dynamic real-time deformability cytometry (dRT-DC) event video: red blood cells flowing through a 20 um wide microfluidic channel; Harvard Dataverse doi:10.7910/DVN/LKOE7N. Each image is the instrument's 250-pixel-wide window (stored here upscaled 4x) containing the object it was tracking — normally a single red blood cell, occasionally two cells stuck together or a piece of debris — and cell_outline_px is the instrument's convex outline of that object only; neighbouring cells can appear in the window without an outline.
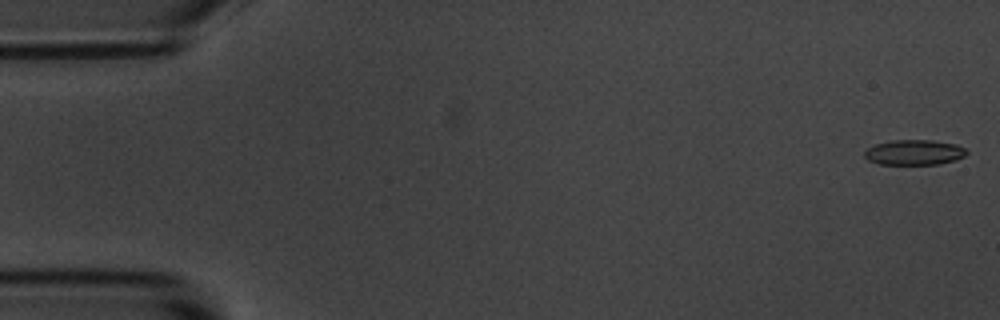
{"species": "common noctule bat (a hibernating species)", "species_latin": "Nyctalus noctula", "temperature_condition": "room temperature", "stored_images_in_passage": 54, "camera_frame_rate_fps": 3000, "um_per_image_px": 0.085, "animal": {"sex": "male", "body_mass_g": 20.1, "forearm_length_mm": 53.5}, "frame": {"image": 1, "passage_image": 1, "time_ms": 0.0, "image_size_px": [1000, 320], "cell_outline_px": [[968, 152], [964, 156], [956, 160], [940, 164], [880, 164], [868, 160], [864, 156], [864, 152], [868, 148], [876, 144], [892, 140], [932, 140], [956, 144], [964, 148]], "centroid_in_image_um": [77.72, 12.95], "position_along_channel_um": 7.3, "area_um2": 14.97}}
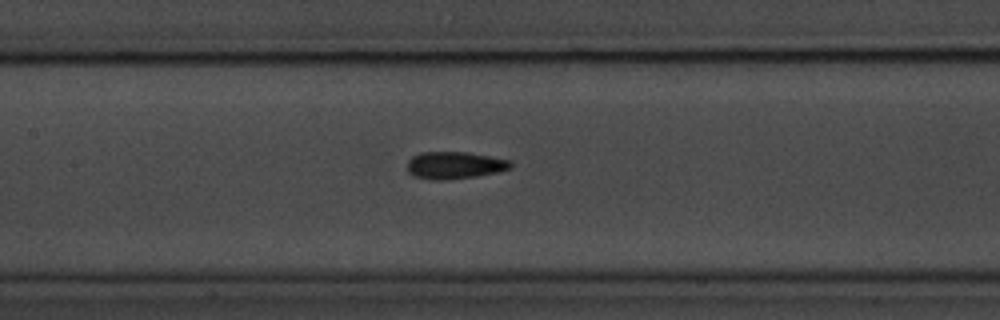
{"frame": {"image": 2, "passage_image": 25, "time_ms": 8.0, "image_size_px": [1000, 320], "cell_outline_px": [[512, 168], [496, 172], [476, 176], [444, 180], [432, 180], [412, 176], [408, 172], [408, 160], [412, 156], [420, 152], [468, 152], [512, 160]], "centroid_in_image_um": [38.64, 14.04], "position_along_channel_um": 168.8, "area_um2": 16.53}}
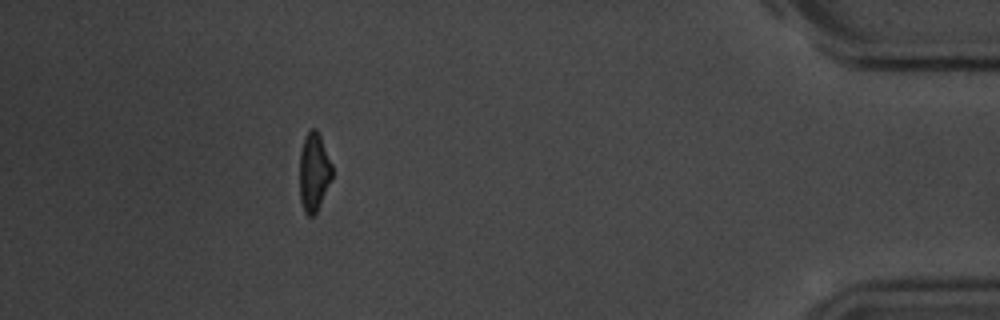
{"frame": {"image": 3, "passage_image": 49, "time_ms": 16.0, "image_size_px": [1000, 320], "cell_outline_px": [[332, 176], [316, 212], [312, 216], [308, 216], [304, 212], [300, 200], [300, 152], [304, 140], [308, 132], [312, 128], [316, 128], [320, 136], [332, 164]], "centroid_in_image_um": [26.67, 14.62], "position_along_channel_um": 408.5, "area_um2": 14.57}, "authors_computed_cell_mechanics": {"area_um2": 15.7794, "velocity_mm_per_s": 3.6937, "shape_relaxation_time_tau1_ms": 2.5437, "shape_relaxation_time_tau2_ms": 1.993, "deformation_change_tau1": 0.1393, "deformation_change_tau2": 0.1034}}